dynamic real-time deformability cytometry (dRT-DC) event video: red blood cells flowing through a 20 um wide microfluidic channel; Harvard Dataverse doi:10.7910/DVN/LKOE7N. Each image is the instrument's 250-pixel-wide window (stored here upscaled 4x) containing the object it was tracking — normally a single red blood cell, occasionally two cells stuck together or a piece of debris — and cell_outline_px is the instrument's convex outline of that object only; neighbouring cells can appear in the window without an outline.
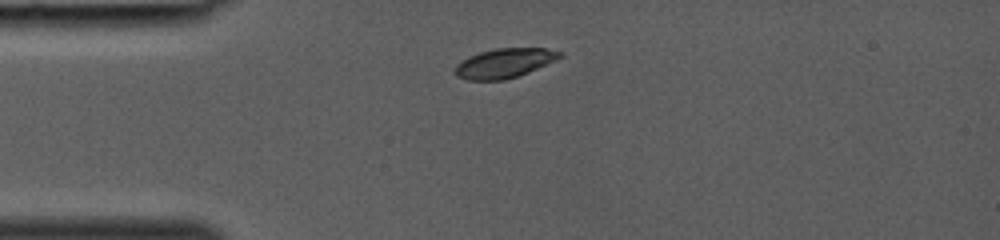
{"species": "common noctule bat (a hibernating species)", "species_latin": "Nyctalus noctula", "temperature_condition": "room temperature", "stored_images_in_passage": 27, "camera_frame_rate_fps": 3000, "um_per_image_px": 0.085, "animal": {"sex": "female", "body_mass_g": 19.0, "forearm_length_mm": 53.3}, "frame": {"image": 1, "passage_image": 1, "time_ms": 0.0, "image_size_px": [1000, 240], "cell_outline_px": [[564, 56], [556, 60], [528, 72], [504, 80], [468, 80], [456, 76], [452, 72], [456, 64], [468, 56], [480, 52], [496, 48], [544, 48], [564, 52]], "centroid_in_image_um": [42.85, 5.36], "position_along_channel_um": 42.1, "area_um2": 18.09}}
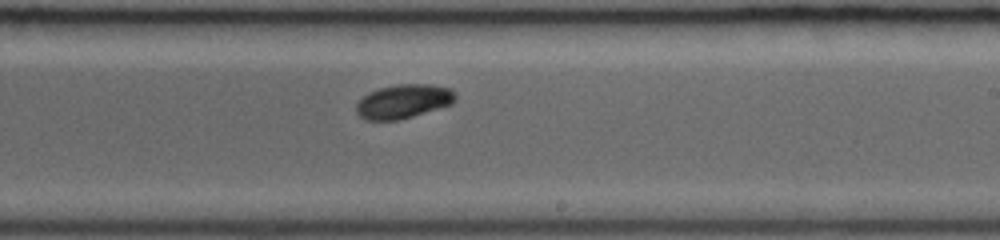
{"frame": {"image": 2, "passage_image": 15, "time_ms": 4.667, "image_size_px": [1000, 240], "cell_outline_px": [[456, 100], [452, 104], [400, 120], [364, 120], [356, 112], [356, 104], [364, 96], [380, 88], [396, 84], [432, 84], [452, 88], [456, 96]], "centroid_in_image_um": [34.33, 8.61], "position_along_channel_um": 254.7, "area_um2": 19.65}}
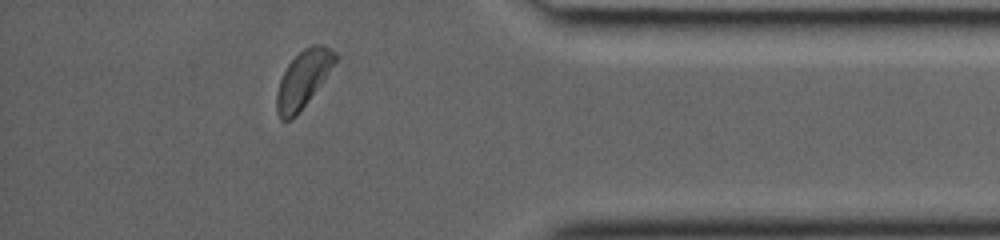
{"frame": {"image": 3, "passage_image": 25, "time_ms": 8.0, "image_size_px": [1000, 240], "cell_outline_px": [[340, 56], [324, 80], [296, 116], [292, 120], [280, 120], [276, 112], [276, 92], [280, 80], [288, 64], [304, 48], [312, 44], [320, 44], [332, 48]], "centroid_in_image_um": [25.78, 6.72], "position_along_channel_um": 409.4, "area_um2": 19.54}}